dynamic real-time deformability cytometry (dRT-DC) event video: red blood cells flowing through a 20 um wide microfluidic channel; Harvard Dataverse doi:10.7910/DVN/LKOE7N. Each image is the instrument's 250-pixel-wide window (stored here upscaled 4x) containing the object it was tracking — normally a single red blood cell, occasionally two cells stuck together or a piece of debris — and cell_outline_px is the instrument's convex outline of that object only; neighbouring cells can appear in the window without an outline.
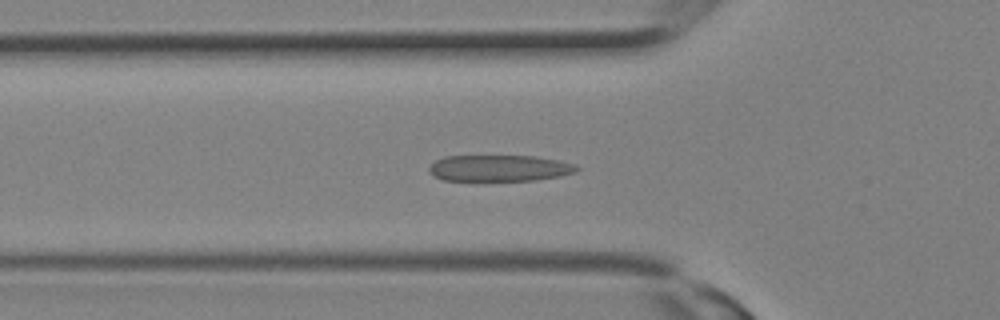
{"species": "Egyptian fruit bat (a non-hibernating species)", "species_latin": "Rousettus aegyptiacus", "temperature_condition": "room temperature", "stored_images_in_passage": 14, "camera_frame_rate_fps": 3000, "um_per_image_px": 0.085, "animal": {"sex": "female"}, "frame": {"image": 1, "passage_image": 10, "time_ms": 3.0, "image_size_px": [1000, 320], "cell_outline_px": [[580, 168], [576, 172], [560, 176], [536, 180], [444, 180], [428, 172], [428, 168], [436, 160], [444, 156], [536, 156], [576, 164]], "centroid_in_image_um": [42.47, 14.29], "position_along_channel_um": 83.3, "area_um2": 22.54}}
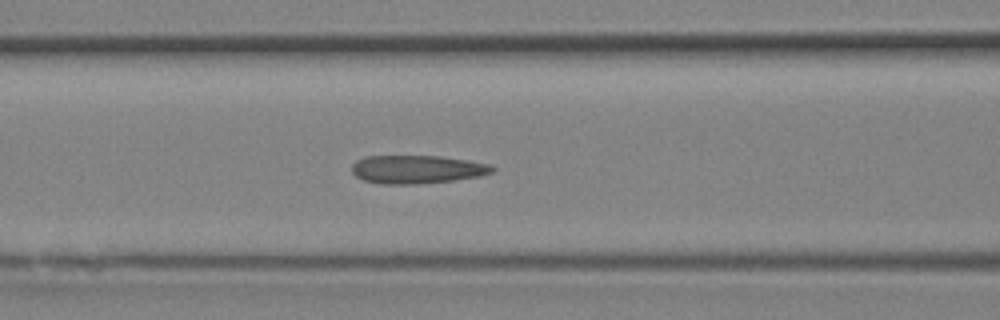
{"frame": {"image": 2, "passage_image": 12, "time_ms": 3.667, "image_size_px": [1000, 320], "cell_outline_px": [[496, 168], [492, 172], [480, 176], [452, 180], [416, 184], [380, 184], [364, 180], [356, 176], [352, 172], [352, 164], [356, 160], [364, 156], [440, 156], [468, 160], [488, 164]], "centroid_in_image_um": [35.42, 14.39], "position_along_channel_um": 131.2, "area_um2": 23.12}}
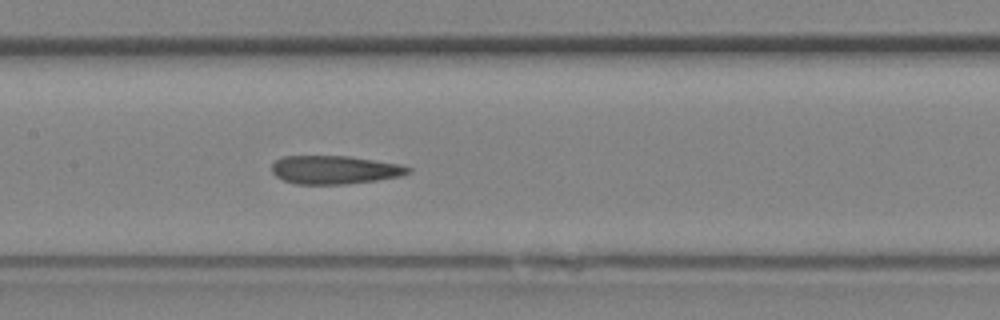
{"frame": {"image": 3, "passage_image": 14, "time_ms": 4.333, "image_size_px": [1000, 320], "cell_outline_px": [[412, 172], [400, 176], [376, 180], [344, 184], [296, 184], [284, 180], [276, 176], [272, 172], [272, 164], [276, 160], [284, 156], [348, 156], [400, 164], [412, 168]], "centroid_in_image_um": [28.45, 14.43], "position_along_channel_um": 178.9, "area_um2": 22.48}}